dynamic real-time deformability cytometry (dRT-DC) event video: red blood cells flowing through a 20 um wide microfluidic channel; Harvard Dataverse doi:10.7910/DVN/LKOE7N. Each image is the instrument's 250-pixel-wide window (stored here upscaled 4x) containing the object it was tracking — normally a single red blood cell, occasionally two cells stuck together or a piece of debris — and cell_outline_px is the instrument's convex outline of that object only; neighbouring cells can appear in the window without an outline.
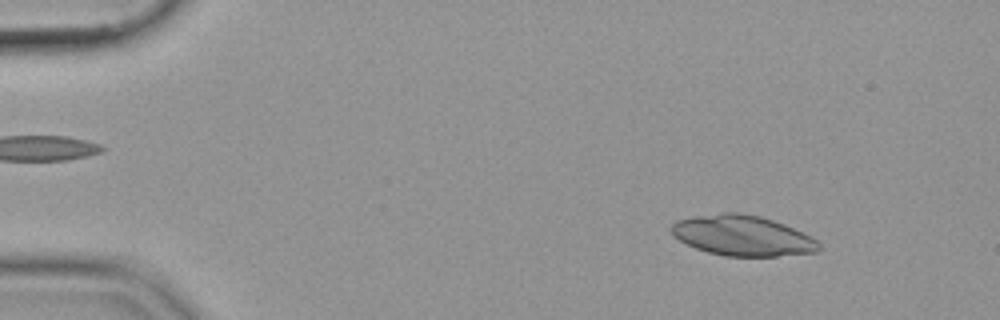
{"species": "common noctule bat (a hibernating species)", "species_latin": "Nyctalus noctula", "temperature_condition": "cold", "stored_images_in_passage": 53, "camera_frame_rate_fps": 3000, "um_per_image_px": 0.085, "animal": {"sex": "female", "body_mass_g": 19.9}, "frame": {"image": 1, "passage_image": 6, "time_ms": 1.667, "image_size_px": [1000, 320], "cell_outline_px": [[820, 248], [816, 252], [776, 256], [724, 256], [708, 252], [696, 248], [672, 236], [668, 228], [676, 220], [692, 216], [724, 212], [740, 212], [760, 216], [784, 224], [804, 232], [812, 236], [820, 244]], "centroid_in_image_um": [63.08, 20.01], "position_along_channel_um": 21.9, "area_um2": 34.97}}